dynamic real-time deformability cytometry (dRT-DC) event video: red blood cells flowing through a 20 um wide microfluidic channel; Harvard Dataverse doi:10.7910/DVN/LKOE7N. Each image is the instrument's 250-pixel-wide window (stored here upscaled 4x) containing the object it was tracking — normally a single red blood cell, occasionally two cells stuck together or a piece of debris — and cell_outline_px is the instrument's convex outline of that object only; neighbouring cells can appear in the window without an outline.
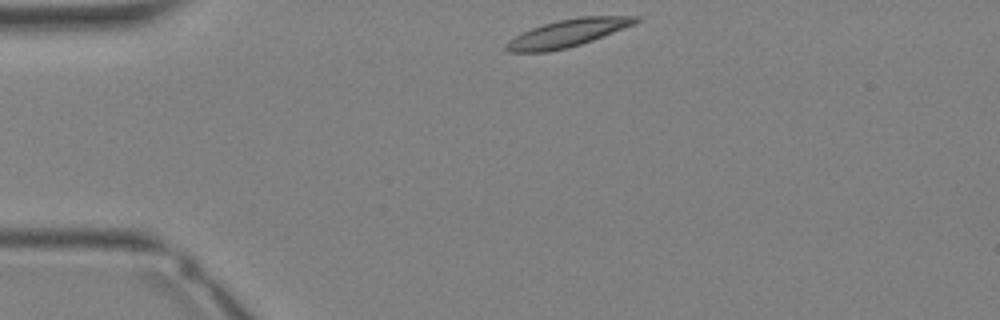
{"species": "Egyptian fruit bat (a non-hibernating species)", "species_latin": "Rousettus aegyptiacus", "temperature_condition": "warm", "stored_images_in_passage": 28, "camera_frame_rate_fps": 3000, "um_per_image_px": 0.085, "animal": {"sex": "female"}, "frame": {"image": 1, "passage_image": 1, "time_ms": 0.0, "image_size_px": [1000, 320], "cell_outline_px": [[640, 20], [636, 24], [592, 40], [568, 48], [548, 52], [508, 52], [504, 48], [504, 44], [508, 40], [532, 28], [544, 24], [560, 20], [580, 16], [640, 16]], "centroid_in_image_um": [48.26, 2.82], "position_along_channel_um": 36.7, "area_um2": 20.69}}
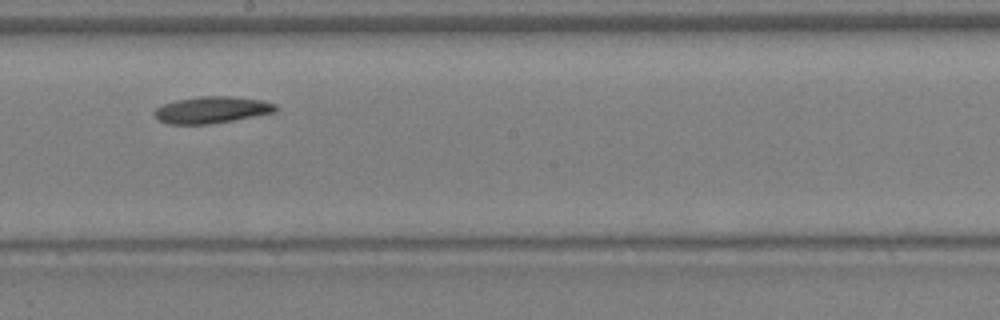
{"frame": {"image": 2, "passage_image": 13, "time_ms": 4.0, "image_size_px": [1000, 320], "cell_outline_px": [[280, 108], [276, 112], [232, 120], [208, 124], [168, 124], [160, 120], [152, 112], [156, 108], [164, 104], [176, 100], [200, 96], [228, 96], [264, 100], [276, 104]], "centroid_in_image_um": [18.04, 9.33], "position_along_channel_um": 230.2, "area_um2": 18.84}}
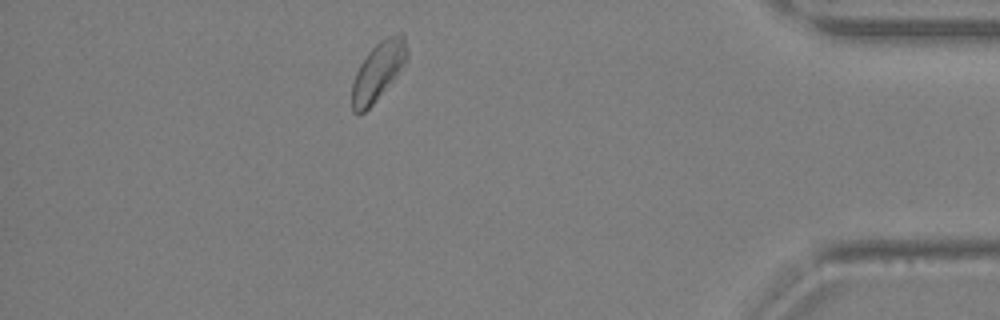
{"frame": {"image": 3, "passage_image": 24, "time_ms": 7.667, "image_size_px": [1000, 320], "cell_outline_px": [[408, 52], [404, 68], [372, 104], [364, 112], [352, 112], [352, 84], [356, 72], [360, 64], [368, 52], [380, 40], [388, 36], [400, 32], [404, 32]], "centroid_in_image_um": [32.17, 6.01], "position_along_channel_um": 403.0, "area_um2": 18.73}}